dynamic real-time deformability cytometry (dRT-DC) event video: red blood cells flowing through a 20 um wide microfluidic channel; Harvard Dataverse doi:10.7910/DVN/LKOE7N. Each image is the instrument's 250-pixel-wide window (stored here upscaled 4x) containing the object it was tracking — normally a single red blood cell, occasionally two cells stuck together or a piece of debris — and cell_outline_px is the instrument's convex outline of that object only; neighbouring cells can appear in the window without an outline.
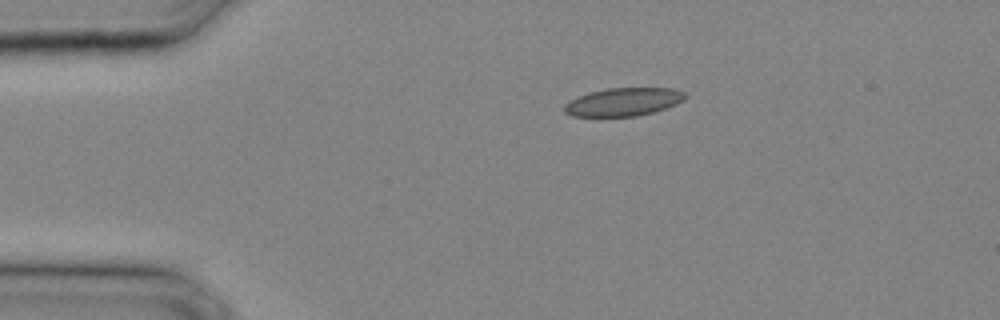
{"species": "common noctule bat (a hibernating species)", "species_latin": "Nyctalus noctula", "temperature_condition": "cold", "stored_images_in_passage": 23, "camera_frame_rate_fps": 3000, "um_per_image_px": 0.085, "animal": {"sex": "male", "body_mass_g": 20.4}, "frame": {"image": 1, "passage_image": 1, "time_ms": 0.0, "image_size_px": [1000, 320], "cell_outline_px": [[688, 96], [684, 100], [676, 104], [652, 112], [636, 116], [572, 116], [564, 112], [564, 104], [588, 92], [608, 88], [676, 88], [684, 92]], "centroid_in_image_um": [53.01, 8.65], "position_along_channel_um": 32.0, "area_um2": 19.71}}
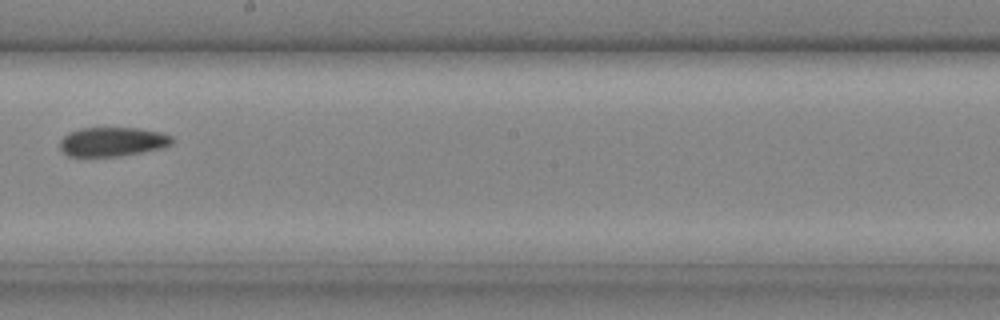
{"frame": {"image": 2, "passage_image": 13, "time_ms": 4.0, "image_size_px": [1000, 320], "cell_outline_px": [[172, 140], [168, 144], [160, 148], [140, 152], [116, 156], [68, 156], [60, 148], [60, 140], [64, 136], [80, 128], [136, 128], [160, 132], [172, 136]], "centroid_in_image_um": [9.52, 12.04], "position_along_channel_um": 238.7, "area_um2": 18.61}}
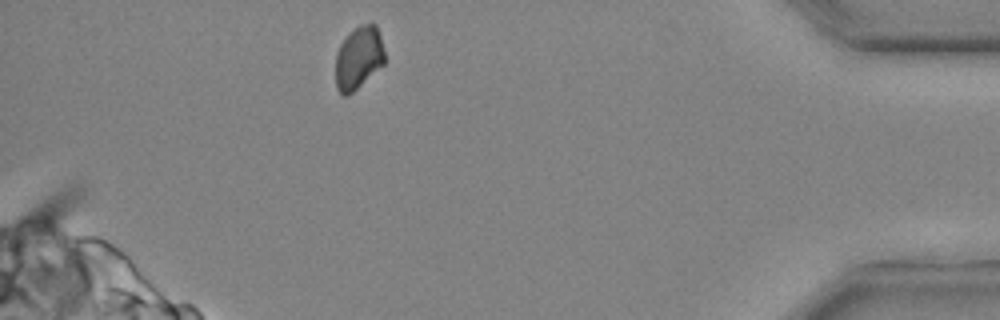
{"frame": {"image": 3, "passage_image": 23, "time_ms": 7.333, "image_size_px": [1000, 320], "cell_outline_px": [[384, 64], [348, 96], [344, 96], [336, 88], [336, 52], [340, 44], [348, 32], [360, 24], [376, 24], [380, 36], [384, 52]], "centroid_in_image_um": [30.46, 4.9], "position_along_channel_um": 404.7, "area_um2": 17.98}}